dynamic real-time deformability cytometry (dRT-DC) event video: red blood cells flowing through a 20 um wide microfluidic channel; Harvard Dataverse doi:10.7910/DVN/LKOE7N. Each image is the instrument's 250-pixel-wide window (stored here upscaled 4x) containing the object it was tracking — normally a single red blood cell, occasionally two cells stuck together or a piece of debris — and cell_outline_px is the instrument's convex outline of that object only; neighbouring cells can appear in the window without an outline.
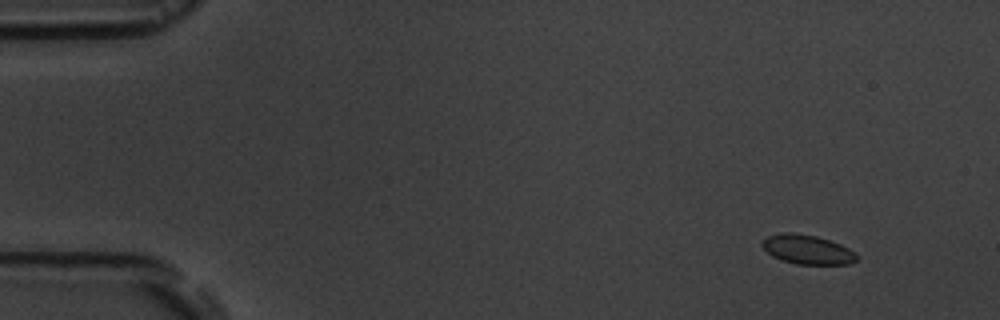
{"species": "common noctule bat (a hibernating species)", "species_latin": "Nyctalus noctula", "temperature_condition": "room temperature", "stored_images_in_passage": 5, "camera_frame_rate_fps": 3000, "um_per_image_px": 0.085, "animal": {"sex": "male", "body_mass_g": 19.5, "forearm_length_mm": 54.6}, "frame": {"image": 1, "passage_image": 1, "time_ms": 0.0, "image_size_px": [1000, 320], "cell_outline_px": [[860, 256], [856, 260], [848, 264], [796, 264], [780, 260], [772, 256], [760, 244], [768, 236], [784, 232], [792, 232], [816, 236], [840, 244], [856, 252]], "centroid_in_image_um": [68.64, 21.21], "position_along_channel_um": 16.4, "area_um2": 16.13}}
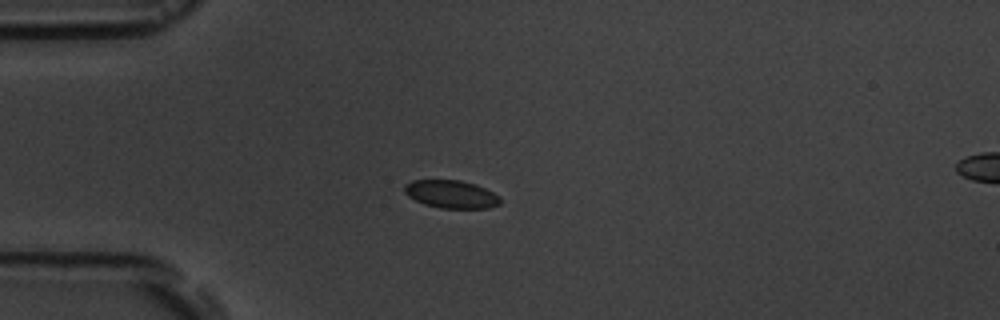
{"frame": {"image": 2, "passage_image": 4, "time_ms": 3.333, "image_size_px": [1000, 320], "cell_outline_px": [[500, 204], [488, 208], [440, 208], [424, 204], [408, 196], [404, 192], [404, 184], [412, 180], [460, 180], [476, 184], [500, 196]], "centroid_in_image_um": [38.34, 16.5], "position_along_channel_um": 46.7, "area_um2": 15.61}}